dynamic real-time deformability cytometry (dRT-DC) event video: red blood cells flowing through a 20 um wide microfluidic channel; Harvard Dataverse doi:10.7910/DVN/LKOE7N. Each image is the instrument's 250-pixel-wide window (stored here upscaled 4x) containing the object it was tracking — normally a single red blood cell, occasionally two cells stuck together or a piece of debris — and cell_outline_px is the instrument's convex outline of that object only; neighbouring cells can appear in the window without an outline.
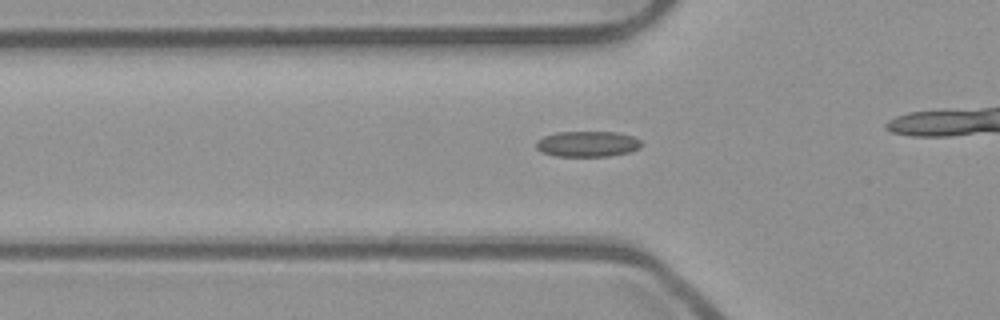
{"species": "common noctule bat (a hibernating species)", "species_latin": "Nyctalus noctula", "temperature_condition": "room temperature", "stored_images_in_passage": 37, "camera_frame_rate_fps": 3000, "um_per_image_px": 0.085, "animal": {"sex": "male", "body_mass_g": 23.1, "forearm_length_mm": 52.7}, "frame": {"image": 1, "passage_image": 13, "time_ms": 4.0, "image_size_px": [1000, 320], "cell_outline_px": [[640, 148], [628, 152], [608, 156], [556, 156], [540, 152], [536, 148], [536, 140], [544, 136], [556, 132], [616, 132], [632, 136], [640, 140]], "centroid_in_image_um": [49.89, 12.23], "position_along_channel_um": 75.9, "area_um2": 15.72}}
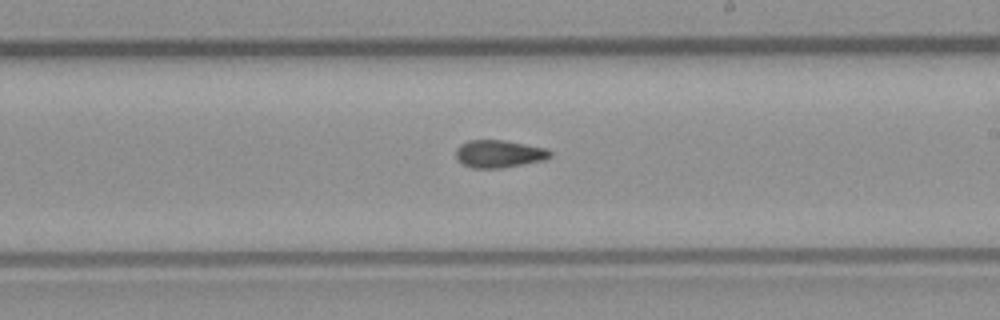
{"frame": {"image": 2, "passage_image": 26, "time_ms": 8.333, "image_size_px": [1000, 320], "cell_outline_px": [[552, 156], [544, 160], [500, 168], [472, 168], [464, 164], [456, 156], [456, 148], [460, 144], [468, 140], [504, 140], [544, 148], [552, 152]], "centroid_in_image_um": [42.41, 13.07], "position_along_channel_um": 246.6, "area_um2": 14.97}}
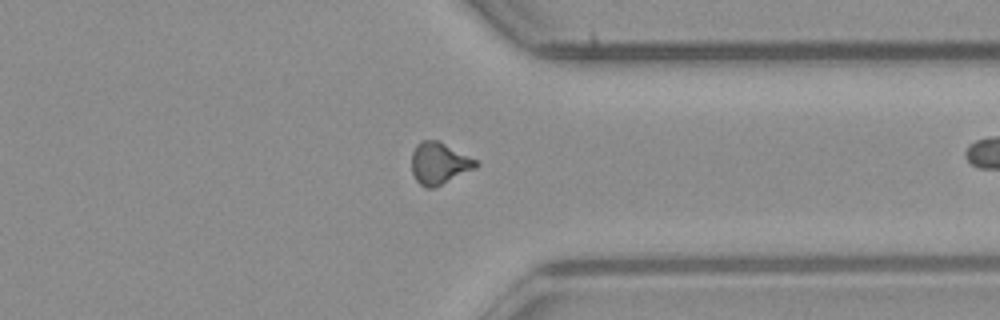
{"frame": {"image": 3, "passage_image": 36, "time_ms": 11.667, "image_size_px": [1000, 320], "cell_outline_px": [[480, 164], [476, 168], [432, 188], [424, 188], [416, 180], [412, 172], [412, 152], [416, 144], [420, 140], [436, 140], [480, 160]], "centroid_in_image_um": [37.35, 13.87], "position_along_channel_um": 374.1, "area_um2": 15.72}}